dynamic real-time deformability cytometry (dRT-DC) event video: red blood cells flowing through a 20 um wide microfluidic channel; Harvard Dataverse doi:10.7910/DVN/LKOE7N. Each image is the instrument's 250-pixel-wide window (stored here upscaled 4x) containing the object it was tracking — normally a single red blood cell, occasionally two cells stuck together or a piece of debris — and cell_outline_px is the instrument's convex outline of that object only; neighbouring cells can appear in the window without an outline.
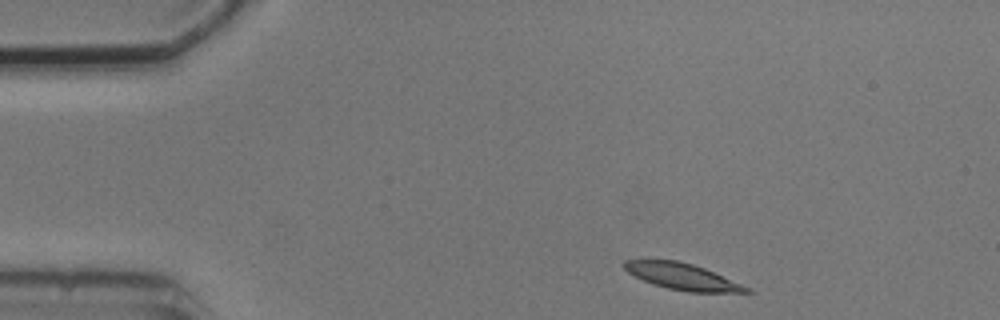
{"species": "common noctule bat (a hibernating species)", "species_latin": "Nyctalus noctula", "temperature_condition": "cold", "stored_images_in_passage": 3, "camera_frame_rate_fps": 3000, "um_per_image_px": 0.085, "animal": {"sex": "male", "body_mass_g": 20.5, "forearm_length_mm": 52.5}, "frame": {"image": 1, "passage_image": 1, "time_ms": 0.0, "image_size_px": [1000, 320], "cell_outline_px": [[752, 292], [688, 292], [668, 288], [652, 284], [628, 272], [624, 268], [624, 260], [676, 260], [692, 264], [704, 268], [752, 288]], "centroid_in_image_um": [58.03, 23.51], "position_along_channel_um": 27.0, "area_um2": 18.55}}